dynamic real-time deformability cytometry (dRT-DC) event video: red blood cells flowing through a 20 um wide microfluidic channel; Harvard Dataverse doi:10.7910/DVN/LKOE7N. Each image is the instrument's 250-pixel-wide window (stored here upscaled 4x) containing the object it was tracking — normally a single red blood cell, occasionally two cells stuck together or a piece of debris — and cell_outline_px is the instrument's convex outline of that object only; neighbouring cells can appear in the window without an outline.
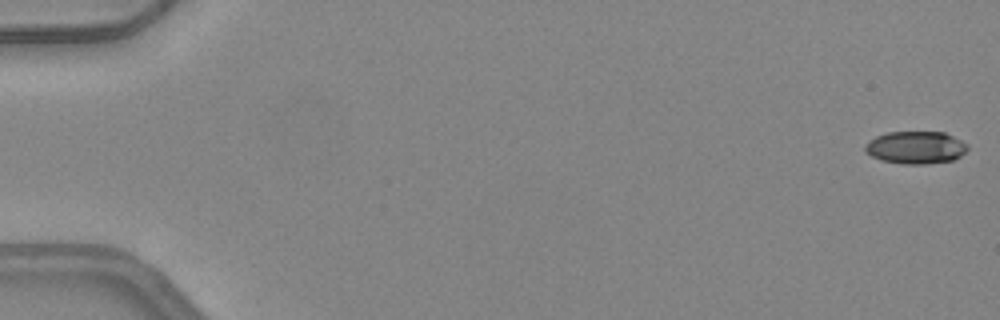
{"species": "common noctule bat (a hibernating species)", "species_latin": "Nyctalus noctula", "temperature_condition": "warm", "stored_images_in_passage": 21, "camera_frame_rate_fps": 3000, "um_per_image_px": 0.085, "animal": {"sex": "female", "body_mass_g": 24.6, "forearm_length_mm": 56.2}, "frame": {"image": 1, "passage_image": 1, "time_ms": 0.0, "image_size_px": [1000, 320], "cell_outline_px": [[968, 148], [960, 156], [952, 160], [928, 164], [904, 164], [880, 160], [864, 152], [864, 148], [876, 136], [888, 132], [944, 132], [968, 144]], "centroid_in_image_um": [77.84, 12.54], "position_along_channel_um": 7.2, "area_um2": 19.31}}
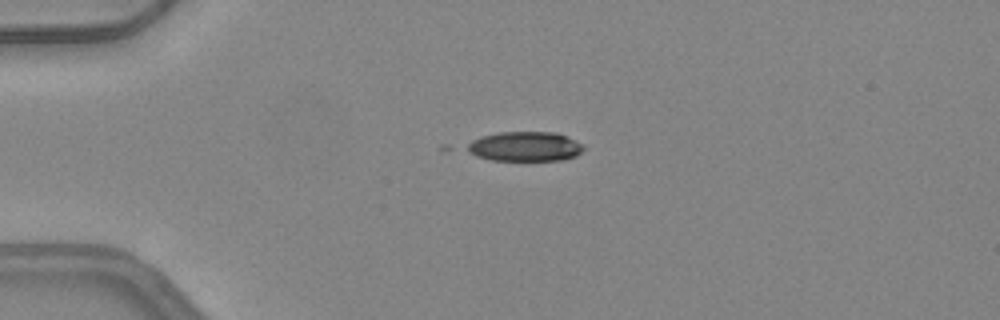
{"frame": {"image": 2, "passage_image": 13, "time_ms": 4.0, "image_size_px": [1000, 320], "cell_outline_px": [[584, 148], [576, 156], [560, 160], [492, 160], [476, 156], [460, 148], [464, 144], [472, 140], [484, 136], [500, 132], [552, 132], [564, 136], [580, 144]], "centroid_in_image_um": [44.5, 12.46], "position_along_channel_um": 40.5, "area_um2": 20.0}}